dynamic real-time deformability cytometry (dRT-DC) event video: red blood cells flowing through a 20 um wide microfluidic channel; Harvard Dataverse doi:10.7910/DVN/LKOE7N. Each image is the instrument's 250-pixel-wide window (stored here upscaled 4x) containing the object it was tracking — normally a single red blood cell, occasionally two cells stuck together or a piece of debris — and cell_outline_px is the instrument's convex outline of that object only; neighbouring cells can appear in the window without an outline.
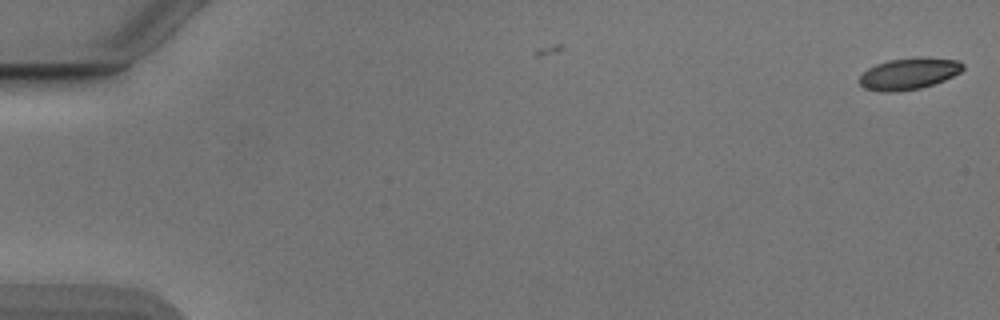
{"species": "Egyptian fruit bat (a non-hibernating species)", "species_latin": "Rousettus aegyptiacus", "temperature_condition": "cold", "stored_images_in_passage": 4, "camera_frame_rate_fps": 3000, "um_per_image_px": 0.085, "animal": {"sex": "male"}, "frame": {"image": 1, "passage_image": 4, "time_ms": 1.0, "image_size_px": [1000, 320], "cell_outline_px": [[964, 68], [960, 72], [944, 80], [920, 88], [896, 92], [884, 92], [864, 88], [860, 84], [860, 76], [868, 68], [876, 64], [888, 60], [956, 60], [964, 64]], "centroid_in_image_um": [77.19, 6.32], "position_along_channel_um": 7.8, "area_um2": 18.03}}